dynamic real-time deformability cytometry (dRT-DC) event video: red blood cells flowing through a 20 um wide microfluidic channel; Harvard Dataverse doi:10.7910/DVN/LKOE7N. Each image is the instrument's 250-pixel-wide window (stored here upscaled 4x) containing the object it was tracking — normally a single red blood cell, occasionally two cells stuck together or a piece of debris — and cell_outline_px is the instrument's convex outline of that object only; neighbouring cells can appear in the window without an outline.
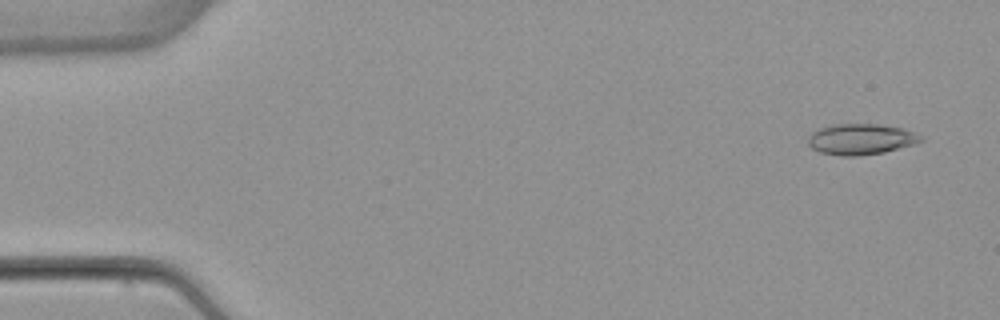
{"species": "common noctule bat (a hibernating species)", "species_latin": "Nyctalus noctula", "temperature_condition": "warm", "stored_images_in_passage": 47, "camera_frame_rate_fps": 3000, "um_per_image_px": 0.085, "animal": {"sex": "female", "body_mass_g": 22.7, "forearm_length_mm": 54.2}, "frame": {"image": 1, "passage_image": 1, "time_ms": 0.0, "image_size_px": [1000, 320], "cell_outline_px": [[924, 140], [912, 144], [884, 152], [856, 156], [844, 156], [820, 152], [812, 148], [808, 144], [808, 136], [812, 132], [820, 128], [832, 124], [880, 124], [900, 128], [924, 136]], "centroid_in_image_um": [73.15, 11.82], "position_along_channel_um": 11.9, "area_um2": 20.11}}
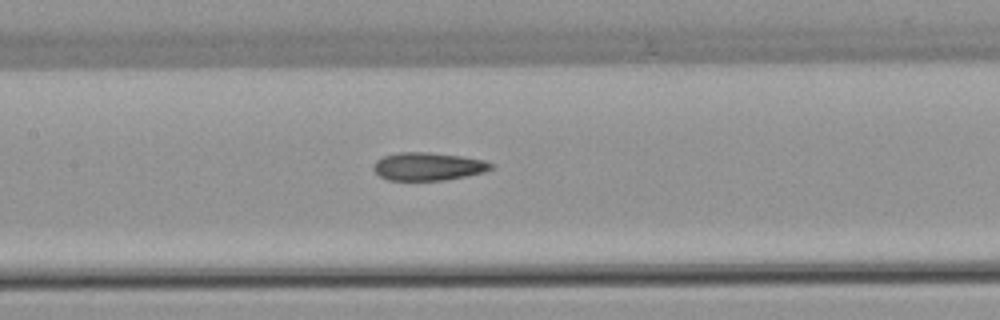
{"frame": {"image": 2, "passage_image": 23, "time_ms": 7.333, "image_size_px": [1000, 320], "cell_outline_px": [[496, 168], [484, 172], [468, 176], [444, 180], [388, 180], [380, 176], [372, 168], [376, 160], [384, 156], [400, 152], [428, 152], [460, 156], [484, 160], [496, 164]], "centroid_in_image_um": [36.44, 14.15], "position_along_channel_um": 171.0, "area_um2": 19.31}}
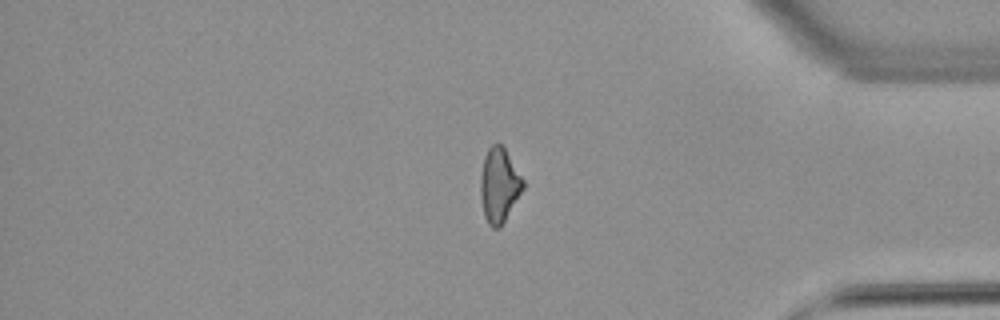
{"frame": {"image": 3, "passage_image": 42, "time_ms": 13.667, "image_size_px": [1000, 320], "cell_outline_px": [[524, 188], [500, 228], [492, 228], [488, 224], [484, 216], [480, 196], [480, 176], [484, 156], [488, 148], [492, 144], [500, 144], [504, 148], [524, 180]], "centroid_in_image_um": [42.41, 15.76], "position_along_channel_um": 392.8, "area_um2": 18.44}}